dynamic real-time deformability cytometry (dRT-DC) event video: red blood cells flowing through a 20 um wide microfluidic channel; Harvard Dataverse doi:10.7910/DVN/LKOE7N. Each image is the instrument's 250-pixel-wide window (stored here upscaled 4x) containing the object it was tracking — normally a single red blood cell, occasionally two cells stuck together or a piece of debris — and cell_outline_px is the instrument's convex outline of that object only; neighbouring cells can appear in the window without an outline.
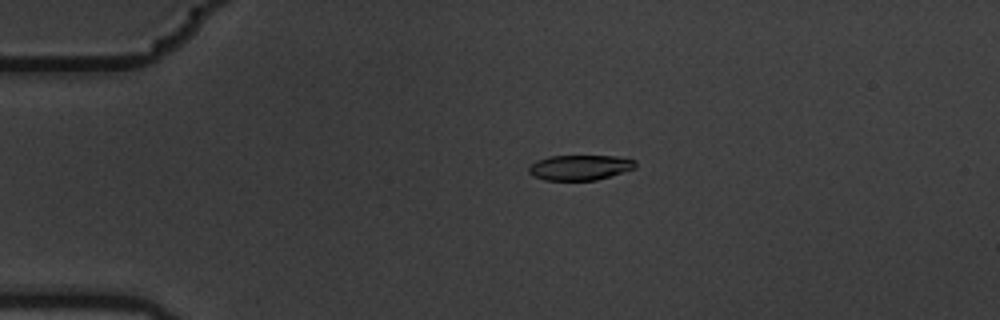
{"species": "common noctule bat (a hibernating species)", "species_latin": "Nyctalus noctula", "temperature_condition": "warm", "stored_images_in_passage": 9, "camera_frame_rate_fps": 3000, "um_per_image_px": 0.085, "animal": {"sex": "male", "body_mass_g": 19.5, "forearm_length_mm": 54.6}, "frame": {"image": 1, "passage_image": 3, "time_ms": 0.667, "image_size_px": [1000, 320], "cell_outline_px": [[636, 168], [596, 180], [544, 180], [532, 176], [528, 172], [528, 168], [536, 160], [548, 156], [616, 156], [636, 160]], "centroid_in_image_um": [49.27, 14.23], "position_along_channel_um": 35.7, "area_um2": 15.72}}
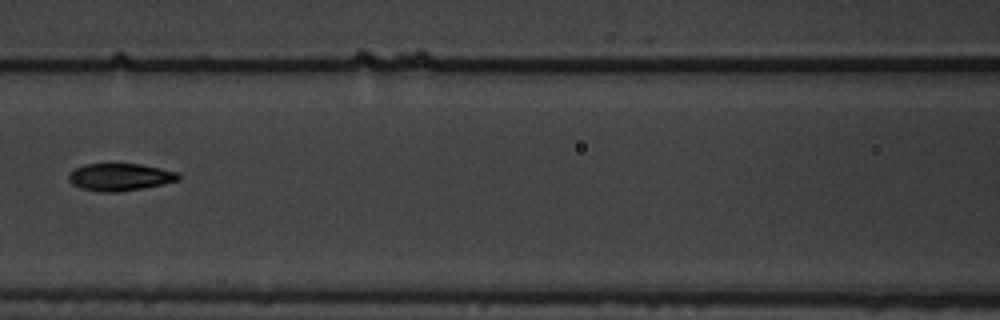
{"frame": {"image": 2, "passage_image": 7, "time_ms": 2.0, "image_size_px": [1000, 320], "cell_outline_px": [[180, 180], [144, 188], [116, 192], [100, 192], [80, 188], [72, 184], [68, 180], [68, 176], [76, 168], [84, 164], [108, 160], [140, 164], [180, 172]], "centroid_in_image_um": [10.18, 15.0], "position_along_channel_um": 156.4, "area_um2": 18.32}}
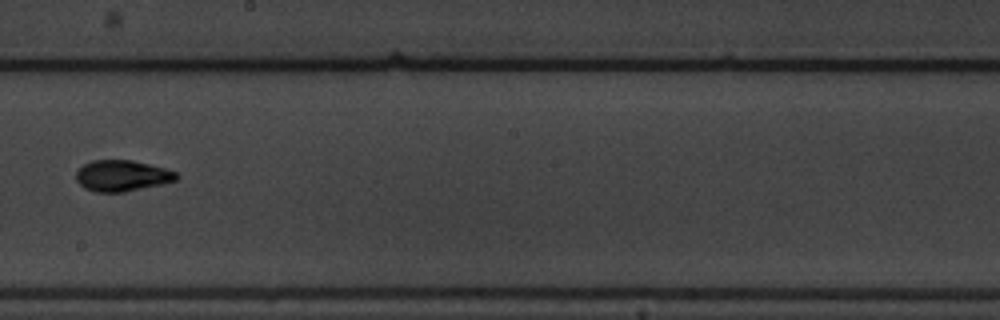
{"frame": {"image": 3, "passage_image": 9, "time_ms": 2.667, "image_size_px": [1000, 320], "cell_outline_px": [[180, 176], [176, 180], [160, 184], [124, 192], [96, 192], [84, 188], [76, 180], [76, 172], [84, 164], [92, 160], [132, 160], [164, 168], [176, 172]], "centroid_in_image_um": [10.35, 14.93], "position_along_channel_um": 237.8, "area_um2": 18.03}}